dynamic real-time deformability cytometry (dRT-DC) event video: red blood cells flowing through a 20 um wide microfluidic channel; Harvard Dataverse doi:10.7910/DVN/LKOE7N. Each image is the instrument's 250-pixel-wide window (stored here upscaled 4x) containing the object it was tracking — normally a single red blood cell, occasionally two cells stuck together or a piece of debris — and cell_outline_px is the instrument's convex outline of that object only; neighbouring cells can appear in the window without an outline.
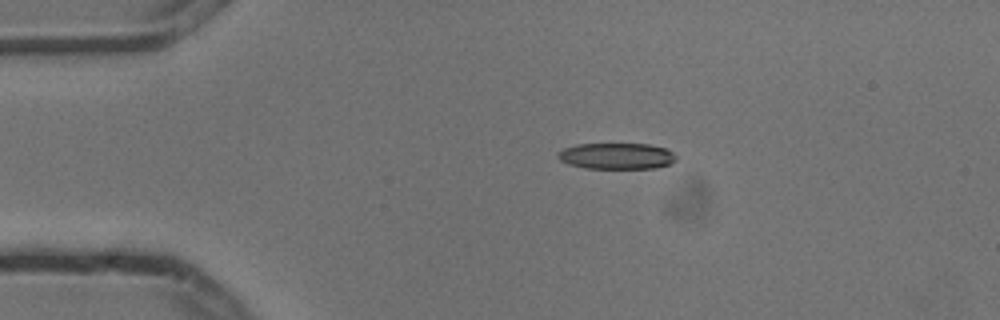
{"species": "common noctule bat (a hibernating species)", "species_latin": "Nyctalus noctula", "temperature_condition": "cold", "stored_images_in_passage": 8, "camera_frame_rate_fps": 3000, "um_per_image_px": 0.085, "animal": {"sex": "male", "body_mass_g": 13.3}, "frame": {"image": 1, "passage_image": 3, "time_ms": 0.667, "image_size_px": [1000, 320], "cell_outline_px": [[676, 160], [668, 164], [656, 168], [588, 168], [568, 164], [560, 160], [556, 156], [556, 152], [564, 148], [576, 144], [648, 144], [664, 148], [672, 152], [676, 156]], "centroid_in_image_um": [52.37, 13.26], "position_along_channel_um": 32.6, "area_um2": 17.98}}
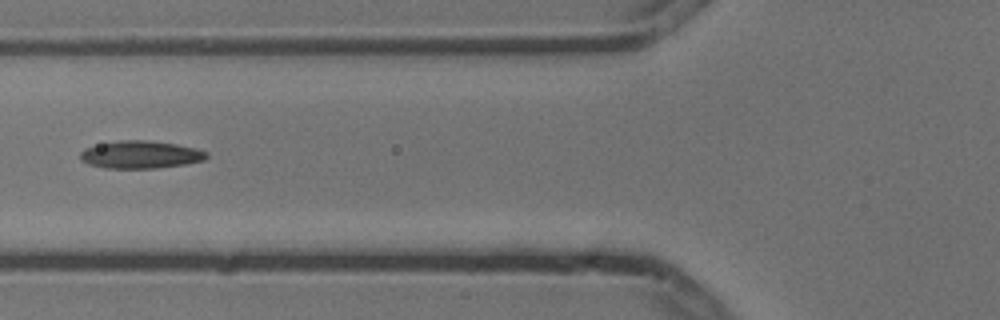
{"frame": {"image": 2, "passage_image": 6, "time_ms": 1.667, "image_size_px": [1000, 320], "cell_outline_px": [[208, 156], [204, 160], [184, 164], [156, 168], [104, 168], [88, 164], [80, 160], [80, 152], [84, 148], [100, 144], [120, 140], [148, 140], [176, 144], [196, 148], [208, 152]], "centroid_in_image_um": [11.93, 13.14], "position_along_channel_um": 113.9, "area_um2": 20.35}}
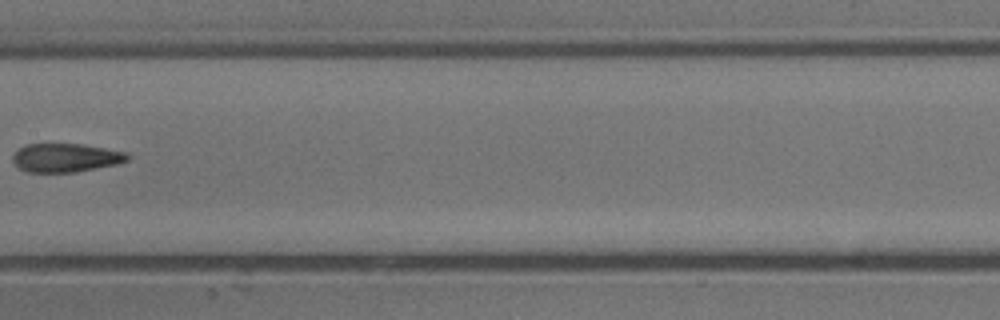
{"frame": {"image": 3, "passage_image": 8, "time_ms": 2.333, "image_size_px": [1000, 320], "cell_outline_px": [[128, 160], [116, 164], [76, 172], [28, 172], [20, 168], [12, 160], [12, 156], [24, 144], [84, 144], [128, 152]], "centroid_in_image_um": [5.6, 13.4], "position_along_channel_um": 201.8, "area_um2": 19.07}}